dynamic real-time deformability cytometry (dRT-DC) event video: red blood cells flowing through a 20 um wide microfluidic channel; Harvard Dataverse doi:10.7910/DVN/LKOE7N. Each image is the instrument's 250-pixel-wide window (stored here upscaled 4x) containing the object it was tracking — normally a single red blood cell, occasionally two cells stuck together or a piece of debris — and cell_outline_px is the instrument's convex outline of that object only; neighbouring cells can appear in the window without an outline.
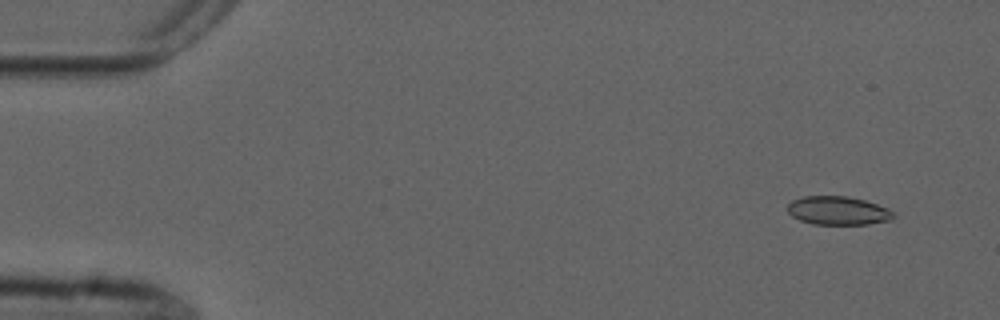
{"species": "common noctule bat (a hibernating species)", "species_latin": "Nyctalus noctula", "temperature_condition": "cold", "stored_images_in_passage": 54, "camera_frame_rate_fps": 3000, "um_per_image_px": 0.085, "animal": {"sex": "male", "forearm_length_mm": 52.5}, "frame": {"image": 1, "passage_image": 4, "time_ms": 1.0, "image_size_px": [1000, 320], "cell_outline_px": [[896, 216], [892, 220], [868, 224], [812, 224], [800, 220], [792, 216], [788, 212], [788, 204], [792, 200], [804, 196], [848, 196], [864, 200], [888, 208]], "centroid_in_image_um": [71.24, 17.9], "position_along_channel_um": 13.8, "area_um2": 17.63}}
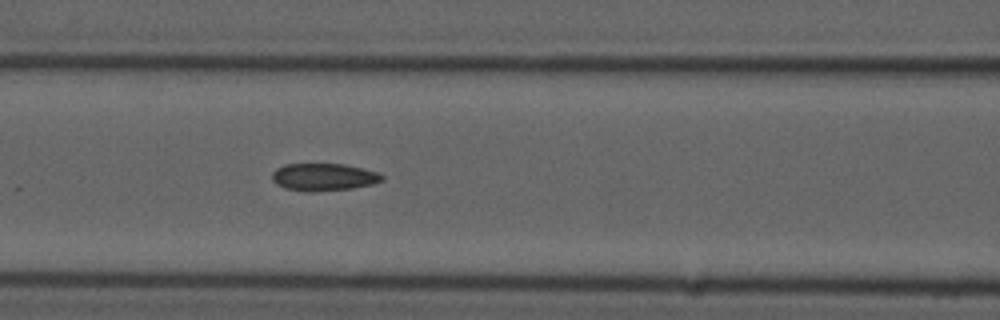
{"frame": {"image": 2, "passage_image": 23, "time_ms": 7.333, "image_size_px": [1000, 320], "cell_outline_px": [[384, 180], [372, 184], [352, 188], [312, 192], [308, 192], [284, 188], [276, 184], [272, 180], [272, 172], [276, 168], [284, 164], [344, 164], [380, 172], [384, 176]], "centroid_in_image_um": [27.51, 15.05], "position_along_channel_um": 139.1, "area_um2": 17.74}}
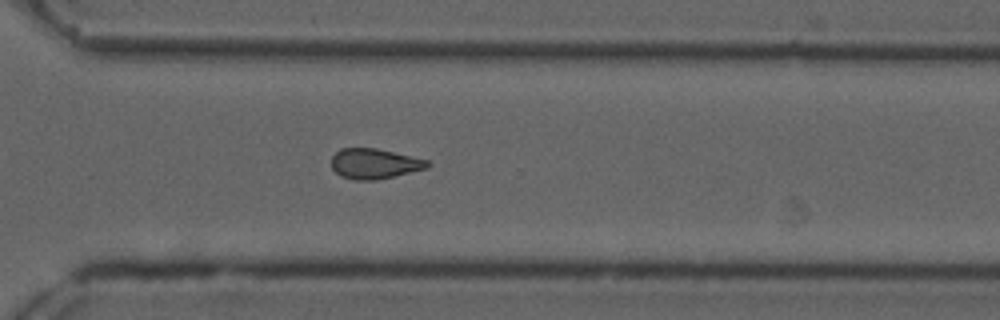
{"frame": {"image": 3, "passage_image": 39, "time_ms": 12.667, "image_size_px": [1000, 320], "cell_outline_px": [[432, 164], [428, 168], [376, 180], [352, 180], [340, 176], [332, 168], [332, 156], [340, 148], [376, 148], [428, 160]], "centroid_in_image_um": [31.82, 13.92], "position_along_channel_um": 338.8, "area_um2": 16.94}}